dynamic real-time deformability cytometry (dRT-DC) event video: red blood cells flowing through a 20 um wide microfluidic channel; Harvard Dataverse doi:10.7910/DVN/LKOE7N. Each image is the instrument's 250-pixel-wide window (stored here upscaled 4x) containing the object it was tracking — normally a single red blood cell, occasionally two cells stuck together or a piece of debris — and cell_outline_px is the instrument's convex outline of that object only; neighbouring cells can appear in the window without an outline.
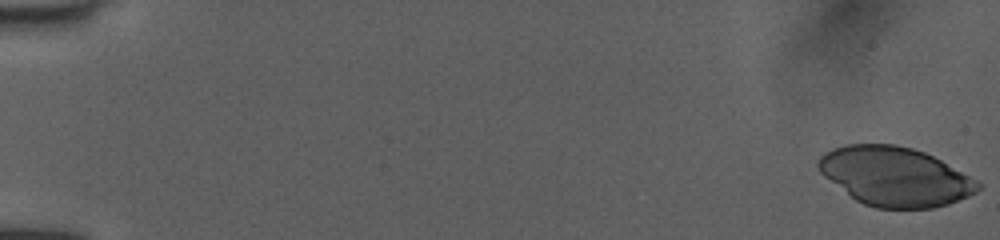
{"species": "human", "species_latin": "Homo sapiens", "temperature_condition": "room temperature", "stored_images_in_passage": 51, "camera_frame_rate_fps": 3000, "um_per_image_px": 0.085, "donor": {"sex": "female"}, "frame": {"image": 1, "passage_image": 1, "time_ms": 0.0, "image_size_px": [1000, 240], "cell_outline_px": [[980, 188], [976, 192], [968, 196], [948, 204], [932, 208], [876, 208], [864, 204], [856, 200], [824, 176], [820, 172], [816, 164], [820, 156], [832, 148], [848, 144], [896, 144], [912, 148], [924, 152], [940, 160], [976, 180], [980, 184]], "centroid_in_image_um": [76.04, 14.99], "position_along_channel_um": 9.0, "area_um2": 54.45}}